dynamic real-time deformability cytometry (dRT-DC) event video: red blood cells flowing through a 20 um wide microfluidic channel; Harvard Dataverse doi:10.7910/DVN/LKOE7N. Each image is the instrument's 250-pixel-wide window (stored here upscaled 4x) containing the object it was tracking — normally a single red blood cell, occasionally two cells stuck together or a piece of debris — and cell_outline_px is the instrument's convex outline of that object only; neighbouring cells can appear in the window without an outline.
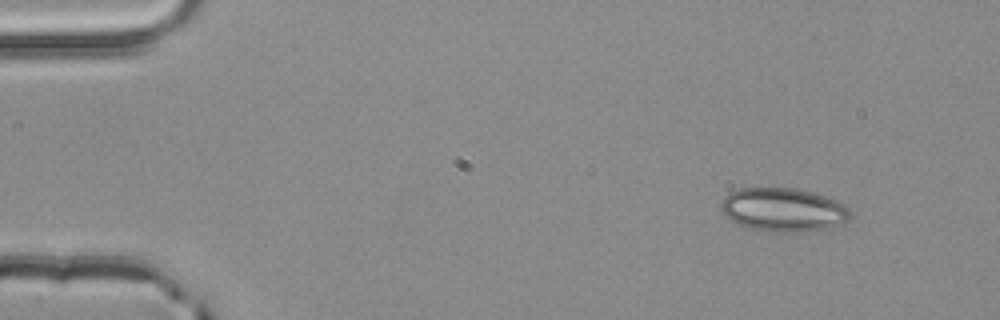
{"species": "common noctule bat (a hibernating species)", "species_latin": "Nyctalus noctula", "temperature_condition": "room temperature", "stored_images_in_passage": 3, "camera_frame_rate_fps": 3000, "um_per_image_px": 0.085, "animal": {"sex": "male", "body_mass_g": 20.4}, "frame": {"image": 1, "passage_image": 1, "time_ms": 0.0, "image_size_px": [1000, 320], "cell_outline_px": [[852, 216], [848, 220], [840, 224], [828, 228], [808, 232], [776, 232], [752, 228], [728, 220], [720, 212], [720, 204], [724, 196], [728, 192], [740, 188], [796, 188], [812, 192], [836, 200], [844, 204], [852, 212]], "centroid_in_image_um": [66.56, 17.83], "position_along_channel_um": 18.4, "area_um2": 33.23}}